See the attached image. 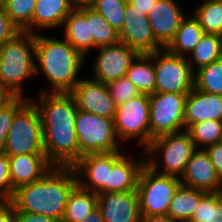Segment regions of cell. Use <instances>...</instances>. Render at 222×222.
Listing matches in <instances>:
<instances>
[{"mask_svg": "<svg viewBox=\"0 0 222 222\" xmlns=\"http://www.w3.org/2000/svg\"><path fill=\"white\" fill-rule=\"evenodd\" d=\"M31 98L42 119L44 152L53 166L72 167L80 159L75 128L77 104L71 93H39Z\"/></svg>", "mask_w": 222, "mask_h": 222, "instance_id": "cell-1", "label": "cell"}, {"mask_svg": "<svg viewBox=\"0 0 222 222\" xmlns=\"http://www.w3.org/2000/svg\"><path fill=\"white\" fill-rule=\"evenodd\" d=\"M77 185L73 167L53 166L40 180L17 188L11 202L15 211L41 214L61 222L69 195Z\"/></svg>", "mask_w": 222, "mask_h": 222, "instance_id": "cell-2", "label": "cell"}, {"mask_svg": "<svg viewBox=\"0 0 222 222\" xmlns=\"http://www.w3.org/2000/svg\"><path fill=\"white\" fill-rule=\"evenodd\" d=\"M85 59L65 38L59 40L36 33V74L42 71L51 84V90L45 88L40 93H70L81 79L78 75Z\"/></svg>", "mask_w": 222, "mask_h": 222, "instance_id": "cell-3", "label": "cell"}, {"mask_svg": "<svg viewBox=\"0 0 222 222\" xmlns=\"http://www.w3.org/2000/svg\"><path fill=\"white\" fill-rule=\"evenodd\" d=\"M33 76H36L35 34L22 31L0 47V83L17 97H25L22 83Z\"/></svg>", "mask_w": 222, "mask_h": 222, "instance_id": "cell-4", "label": "cell"}, {"mask_svg": "<svg viewBox=\"0 0 222 222\" xmlns=\"http://www.w3.org/2000/svg\"><path fill=\"white\" fill-rule=\"evenodd\" d=\"M196 149L190 134L186 130L165 134L154 138L144 150L147 156L145 157L146 164L159 174L181 179L187 163ZM159 153L163 157L161 162L164 167L162 166L161 170L159 165L162 164L159 163Z\"/></svg>", "mask_w": 222, "mask_h": 222, "instance_id": "cell-5", "label": "cell"}, {"mask_svg": "<svg viewBox=\"0 0 222 222\" xmlns=\"http://www.w3.org/2000/svg\"><path fill=\"white\" fill-rule=\"evenodd\" d=\"M5 154H45L42 119L31 99L13 117L6 138Z\"/></svg>", "mask_w": 222, "mask_h": 222, "instance_id": "cell-6", "label": "cell"}, {"mask_svg": "<svg viewBox=\"0 0 222 222\" xmlns=\"http://www.w3.org/2000/svg\"><path fill=\"white\" fill-rule=\"evenodd\" d=\"M181 185L179 178L159 174L145 164L136 188L141 216L167 215L169 205Z\"/></svg>", "mask_w": 222, "mask_h": 222, "instance_id": "cell-7", "label": "cell"}, {"mask_svg": "<svg viewBox=\"0 0 222 222\" xmlns=\"http://www.w3.org/2000/svg\"><path fill=\"white\" fill-rule=\"evenodd\" d=\"M75 128L80 158L86 154L111 153L122 149L115 133L114 119L78 110Z\"/></svg>", "mask_w": 222, "mask_h": 222, "instance_id": "cell-8", "label": "cell"}, {"mask_svg": "<svg viewBox=\"0 0 222 222\" xmlns=\"http://www.w3.org/2000/svg\"><path fill=\"white\" fill-rule=\"evenodd\" d=\"M188 94L159 93L149 95L150 143L159 136L185 130L184 114Z\"/></svg>", "mask_w": 222, "mask_h": 222, "instance_id": "cell-9", "label": "cell"}, {"mask_svg": "<svg viewBox=\"0 0 222 222\" xmlns=\"http://www.w3.org/2000/svg\"><path fill=\"white\" fill-rule=\"evenodd\" d=\"M114 128L121 142L136 139L146 149L150 145L149 95L140 93L116 106Z\"/></svg>", "mask_w": 222, "mask_h": 222, "instance_id": "cell-10", "label": "cell"}, {"mask_svg": "<svg viewBox=\"0 0 222 222\" xmlns=\"http://www.w3.org/2000/svg\"><path fill=\"white\" fill-rule=\"evenodd\" d=\"M156 75L155 92L189 94L194 88V71L187 57L170 53L166 48L153 53Z\"/></svg>", "mask_w": 222, "mask_h": 222, "instance_id": "cell-11", "label": "cell"}, {"mask_svg": "<svg viewBox=\"0 0 222 222\" xmlns=\"http://www.w3.org/2000/svg\"><path fill=\"white\" fill-rule=\"evenodd\" d=\"M121 155V150L83 155L72 166L77 175L78 185L96 194L107 193L109 170ZM83 177H87L85 181Z\"/></svg>", "mask_w": 222, "mask_h": 222, "instance_id": "cell-12", "label": "cell"}, {"mask_svg": "<svg viewBox=\"0 0 222 222\" xmlns=\"http://www.w3.org/2000/svg\"><path fill=\"white\" fill-rule=\"evenodd\" d=\"M92 79L109 83L124 77L139 53L124 43L97 47Z\"/></svg>", "mask_w": 222, "mask_h": 222, "instance_id": "cell-13", "label": "cell"}, {"mask_svg": "<svg viewBox=\"0 0 222 222\" xmlns=\"http://www.w3.org/2000/svg\"><path fill=\"white\" fill-rule=\"evenodd\" d=\"M148 15L127 2L122 29L118 32L121 43L139 54H150L163 49L157 42Z\"/></svg>", "mask_w": 222, "mask_h": 222, "instance_id": "cell-14", "label": "cell"}, {"mask_svg": "<svg viewBox=\"0 0 222 222\" xmlns=\"http://www.w3.org/2000/svg\"><path fill=\"white\" fill-rule=\"evenodd\" d=\"M70 93L75 98L78 110L114 119L116 105L107 84L82 78Z\"/></svg>", "mask_w": 222, "mask_h": 222, "instance_id": "cell-15", "label": "cell"}, {"mask_svg": "<svg viewBox=\"0 0 222 222\" xmlns=\"http://www.w3.org/2000/svg\"><path fill=\"white\" fill-rule=\"evenodd\" d=\"M180 181L182 186L207 193L222 191V178L205 149H196L192 154Z\"/></svg>", "mask_w": 222, "mask_h": 222, "instance_id": "cell-16", "label": "cell"}, {"mask_svg": "<svg viewBox=\"0 0 222 222\" xmlns=\"http://www.w3.org/2000/svg\"><path fill=\"white\" fill-rule=\"evenodd\" d=\"M181 8L175 0H158L147 16L156 42L163 49L172 42L186 17Z\"/></svg>", "mask_w": 222, "mask_h": 222, "instance_id": "cell-17", "label": "cell"}, {"mask_svg": "<svg viewBox=\"0 0 222 222\" xmlns=\"http://www.w3.org/2000/svg\"><path fill=\"white\" fill-rule=\"evenodd\" d=\"M97 207L105 222H141L136 190L97 194Z\"/></svg>", "mask_w": 222, "mask_h": 222, "instance_id": "cell-18", "label": "cell"}, {"mask_svg": "<svg viewBox=\"0 0 222 222\" xmlns=\"http://www.w3.org/2000/svg\"><path fill=\"white\" fill-rule=\"evenodd\" d=\"M53 165L45 154H20L9 156L10 180L13 189L40 180Z\"/></svg>", "mask_w": 222, "mask_h": 222, "instance_id": "cell-19", "label": "cell"}, {"mask_svg": "<svg viewBox=\"0 0 222 222\" xmlns=\"http://www.w3.org/2000/svg\"><path fill=\"white\" fill-rule=\"evenodd\" d=\"M205 120L222 121V96L193 88L185 104V130L191 124Z\"/></svg>", "mask_w": 222, "mask_h": 222, "instance_id": "cell-20", "label": "cell"}, {"mask_svg": "<svg viewBox=\"0 0 222 222\" xmlns=\"http://www.w3.org/2000/svg\"><path fill=\"white\" fill-rule=\"evenodd\" d=\"M73 9L69 0H37L32 22L23 31L36 34L35 29L62 27Z\"/></svg>", "mask_w": 222, "mask_h": 222, "instance_id": "cell-21", "label": "cell"}, {"mask_svg": "<svg viewBox=\"0 0 222 222\" xmlns=\"http://www.w3.org/2000/svg\"><path fill=\"white\" fill-rule=\"evenodd\" d=\"M124 153L114 162L109 170L107 193L129 192L137 188L138 178L146 159L137 160Z\"/></svg>", "mask_w": 222, "mask_h": 222, "instance_id": "cell-22", "label": "cell"}, {"mask_svg": "<svg viewBox=\"0 0 222 222\" xmlns=\"http://www.w3.org/2000/svg\"><path fill=\"white\" fill-rule=\"evenodd\" d=\"M64 38L85 58L93 48L90 22L87 21V6L74 8L63 23Z\"/></svg>", "mask_w": 222, "mask_h": 222, "instance_id": "cell-23", "label": "cell"}, {"mask_svg": "<svg viewBox=\"0 0 222 222\" xmlns=\"http://www.w3.org/2000/svg\"><path fill=\"white\" fill-rule=\"evenodd\" d=\"M188 17L181 21L174 39L166 48L172 54L187 58L205 34L199 21L193 15Z\"/></svg>", "mask_w": 222, "mask_h": 222, "instance_id": "cell-24", "label": "cell"}, {"mask_svg": "<svg viewBox=\"0 0 222 222\" xmlns=\"http://www.w3.org/2000/svg\"><path fill=\"white\" fill-rule=\"evenodd\" d=\"M207 194L185 186H180L172 199L168 213L175 222H189L192 218L200 200Z\"/></svg>", "mask_w": 222, "mask_h": 222, "instance_id": "cell-25", "label": "cell"}, {"mask_svg": "<svg viewBox=\"0 0 222 222\" xmlns=\"http://www.w3.org/2000/svg\"><path fill=\"white\" fill-rule=\"evenodd\" d=\"M142 94L155 92L156 75L153 63V53L139 54L132 62L125 75Z\"/></svg>", "mask_w": 222, "mask_h": 222, "instance_id": "cell-26", "label": "cell"}, {"mask_svg": "<svg viewBox=\"0 0 222 222\" xmlns=\"http://www.w3.org/2000/svg\"><path fill=\"white\" fill-rule=\"evenodd\" d=\"M97 207V194L77 185L70 193L61 222H80Z\"/></svg>", "mask_w": 222, "mask_h": 222, "instance_id": "cell-27", "label": "cell"}, {"mask_svg": "<svg viewBox=\"0 0 222 222\" xmlns=\"http://www.w3.org/2000/svg\"><path fill=\"white\" fill-rule=\"evenodd\" d=\"M188 56H190V58H187L188 63L194 72L201 67L221 59L222 36L216 34H204L200 42Z\"/></svg>", "mask_w": 222, "mask_h": 222, "instance_id": "cell-28", "label": "cell"}, {"mask_svg": "<svg viewBox=\"0 0 222 222\" xmlns=\"http://www.w3.org/2000/svg\"><path fill=\"white\" fill-rule=\"evenodd\" d=\"M193 13L205 34L222 36V1L204 0Z\"/></svg>", "mask_w": 222, "mask_h": 222, "instance_id": "cell-29", "label": "cell"}, {"mask_svg": "<svg viewBox=\"0 0 222 222\" xmlns=\"http://www.w3.org/2000/svg\"><path fill=\"white\" fill-rule=\"evenodd\" d=\"M87 21L90 22L93 49L120 42L118 32L91 6H87Z\"/></svg>", "mask_w": 222, "mask_h": 222, "instance_id": "cell-30", "label": "cell"}, {"mask_svg": "<svg viewBox=\"0 0 222 222\" xmlns=\"http://www.w3.org/2000/svg\"><path fill=\"white\" fill-rule=\"evenodd\" d=\"M194 88L222 96V58L194 72Z\"/></svg>", "mask_w": 222, "mask_h": 222, "instance_id": "cell-31", "label": "cell"}, {"mask_svg": "<svg viewBox=\"0 0 222 222\" xmlns=\"http://www.w3.org/2000/svg\"><path fill=\"white\" fill-rule=\"evenodd\" d=\"M186 131L190 134L195 147L206 149L222 141V121L205 120L191 124Z\"/></svg>", "mask_w": 222, "mask_h": 222, "instance_id": "cell-32", "label": "cell"}, {"mask_svg": "<svg viewBox=\"0 0 222 222\" xmlns=\"http://www.w3.org/2000/svg\"><path fill=\"white\" fill-rule=\"evenodd\" d=\"M189 222H222V191L207 193Z\"/></svg>", "mask_w": 222, "mask_h": 222, "instance_id": "cell-33", "label": "cell"}, {"mask_svg": "<svg viewBox=\"0 0 222 222\" xmlns=\"http://www.w3.org/2000/svg\"><path fill=\"white\" fill-rule=\"evenodd\" d=\"M127 2L128 0H94L91 7L119 32L123 27Z\"/></svg>", "mask_w": 222, "mask_h": 222, "instance_id": "cell-34", "label": "cell"}, {"mask_svg": "<svg viewBox=\"0 0 222 222\" xmlns=\"http://www.w3.org/2000/svg\"><path fill=\"white\" fill-rule=\"evenodd\" d=\"M37 0H8L5 6L7 15L23 31L33 19Z\"/></svg>", "mask_w": 222, "mask_h": 222, "instance_id": "cell-35", "label": "cell"}, {"mask_svg": "<svg viewBox=\"0 0 222 222\" xmlns=\"http://www.w3.org/2000/svg\"><path fill=\"white\" fill-rule=\"evenodd\" d=\"M17 97L11 104L0 110V155L5 154L6 138L15 113L29 100Z\"/></svg>", "mask_w": 222, "mask_h": 222, "instance_id": "cell-36", "label": "cell"}, {"mask_svg": "<svg viewBox=\"0 0 222 222\" xmlns=\"http://www.w3.org/2000/svg\"><path fill=\"white\" fill-rule=\"evenodd\" d=\"M107 87L116 106L140 94L135 85L126 76L107 83Z\"/></svg>", "mask_w": 222, "mask_h": 222, "instance_id": "cell-37", "label": "cell"}, {"mask_svg": "<svg viewBox=\"0 0 222 222\" xmlns=\"http://www.w3.org/2000/svg\"><path fill=\"white\" fill-rule=\"evenodd\" d=\"M15 190L10 180L9 155H0V201H11Z\"/></svg>", "mask_w": 222, "mask_h": 222, "instance_id": "cell-38", "label": "cell"}, {"mask_svg": "<svg viewBox=\"0 0 222 222\" xmlns=\"http://www.w3.org/2000/svg\"><path fill=\"white\" fill-rule=\"evenodd\" d=\"M22 31L7 15L5 9H0V47L14 39Z\"/></svg>", "mask_w": 222, "mask_h": 222, "instance_id": "cell-39", "label": "cell"}, {"mask_svg": "<svg viewBox=\"0 0 222 222\" xmlns=\"http://www.w3.org/2000/svg\"><path fill=\"white\" fill-rule=\"evenodd\" d=\"M205 150L210 156L216 172L222 178V141L207 147Z\"/></svg>", "mask_w": 222, "mask_h": 222, "instance_id": "cell-40", "label": "cell"}, {"mask_svg": "<svg viewBox=\"0 0 222 222\" xmlns=\"http://www.w3.org/2000/svg\"><path fill=\"white\" fill-rule=\"evenodd\" d=\"M15 222H60L59 220L30 212L15 211Z\"/></svg>", "mask_w": 222, "mask_h": 222, "instance_id": "cell-41", "label": "cell"}, {"mask_svg": "<svg viewBox=\"0 0 222 222\" xmlns=\"http://www.w3.org/2000/svg\"><path fill=\"white\" fill-rule=\"evenodd\" d=\"M0 222H15V208L11 201H0Z\"/></svg>", "mask_w": 222, "mask_h": 222, "instance_id": "cell-42", "label": "cell"}, {"mask_svg": "<svg viewBox=\"0 0 222 222\" xmlns=\"http://www.w3.org/2000/svg\"><path fill=\"white\" fill-rule=\"evenodd\" d=\"M17 98L8 88L0 83V110L7 107Z\"/></svg>", "mask_w": 222, "mask_h": 222, "instance_id": "cell-43", "label": "cell"}, {"mask_svg": "<svg viewBox=\"0 0 222 222\" xmlns=\"http://www.w3.org/2000/svg\"><path fill=\"white\" fill-rule=\"evenodd\" d=\"M157 1L158 0H128V2L131 3L137 10L145 13L146 15L149 14Z\"/></svg>", "mask_w": 222, "mask_h": 222, "instance_id": "cell-44", "label": "cell"}, {"mask_svg": "<svg viewBox=\"0 0 222 222\" xmlns=\"http://www.w3.org/2000/svg\"><path fill=\"white\" fill-rule=\"evenodd\" d=\"M141 222H175L169 215L142 216Z\"/></svg>", "mask_w": 222, "mask_h": 222, "instance_id": "cell-45", "label": "cell"}, {"mask_svg": "<svg viewBox=\"0 0 222 222\" xmlns=\"http://www.w3.org/2000/svg\"><path fill=\"white\" fill-rule=\"evenodd\" d=\"M80 222H105L101 210L96 207L83 221Z\"/></svg>", "mask_w": 222, "mask_h": 222, "instance_id": "cell-46", "label": "cell"}, {"mask_svg": "<svg viewBox=\"0 0 222 222\" xmlns=\"http://www.w3.org/2000/svg\"><path fill=\"white\" fill-rule=\"evenodd\" d=\"M74 8L82 6H91L94 0H69Z\"/></svg>", "mask_w": 222, "mask_h": 222, "instance_id": "cell-47", "label": "cell"}, {"mask_svg": "<svg viewBox=\"0 0 222 222\" xmlns=\"http://www.w3.org/2000/svg\"><path fill=\"white\" fill-rule=\"evenodd\" d=\"M8 0H0V9H5Z\"/></svg>", "mask_w": 222, "mask_h": 222, "instance_id": "cell-48", "label": "cell"}]
</instances>
